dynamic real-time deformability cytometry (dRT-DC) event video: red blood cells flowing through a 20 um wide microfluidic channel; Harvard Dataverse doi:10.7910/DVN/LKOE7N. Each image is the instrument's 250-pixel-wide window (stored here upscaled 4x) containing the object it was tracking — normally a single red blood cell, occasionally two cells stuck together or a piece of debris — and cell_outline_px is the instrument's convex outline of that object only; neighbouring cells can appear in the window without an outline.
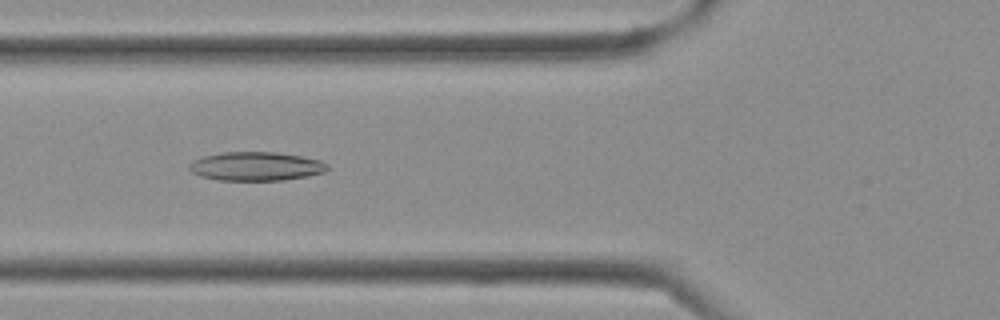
{"species": "Egyptian fruit bat (a non-hibernating species)", "species_latin": "Rousettus aegyptiacus", "temperature_condition": "cold", "stored_images_in_passage": 38, "camera_frame_rate_fps": 3000, "um_per_image_px": 0.085, "frame": {"image": 1, "passage_image": 14, "time_ms": 4.333, "image_size_px": [1000, 320], "cell_outline_px": [[328, 168], [324, 172], [308, 176], [284, 180], [216, 180], [200, 176], [192, 172], [188, 168], [188, 164], [204, 156], [224, 152], [276, 152], [300, 156], [320, 160], [328, 164]], "centroid_in_image_um": [21.76, 14.14], "position_along_channel_um": 104.0, "area_um2": 23.12}}
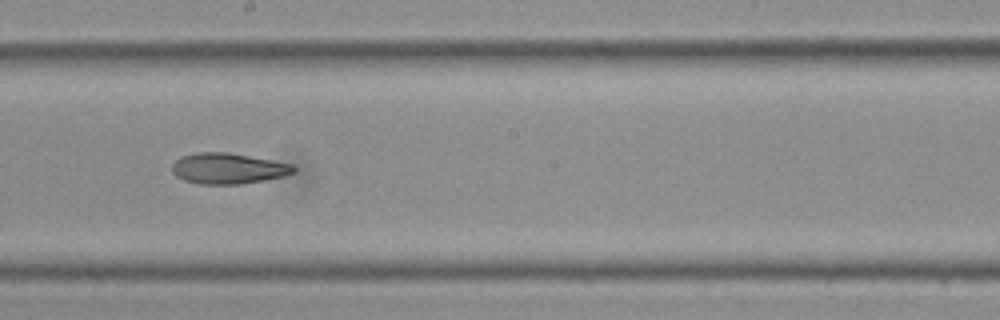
{"frame": {"image": 2, "passage_image": 21, "time_ms": 6.667, "image_size_px": [1000, 320], "cell_outline_px": [[296, 172], [284, 176], [264, 180], [240, 184], [200, 184], [184, 180], [176, 176], [172, 172], [172, 164], [180, 156], [196, 152], [228, 152], [272, 160], [292, 164], [296, 168]], "centroid_in_image_um": [19.38, 14.31], "position_along_channel_um": 228.8, "area_um2": 21.91}}
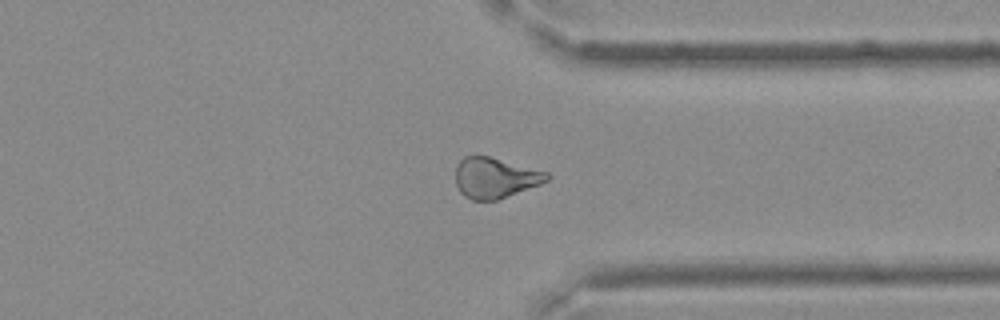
{"frame": {"image": 3, "passage_image": 29, "time_ms": 9.333, "image_size_px": [1000, 320], "cell_outline_px": [[552, 176], [548, 180], [540, 184], [496, 200], [472, 200], [464, 196], [460, 192], [456, 184], [456, 168], [460, 160], [464, 156], [488, 156], [548, 172]], "centroid_in_image_um": [42.08, 15.11], "position_along_channel_um": 369.3, "area_um2": 21.39}}